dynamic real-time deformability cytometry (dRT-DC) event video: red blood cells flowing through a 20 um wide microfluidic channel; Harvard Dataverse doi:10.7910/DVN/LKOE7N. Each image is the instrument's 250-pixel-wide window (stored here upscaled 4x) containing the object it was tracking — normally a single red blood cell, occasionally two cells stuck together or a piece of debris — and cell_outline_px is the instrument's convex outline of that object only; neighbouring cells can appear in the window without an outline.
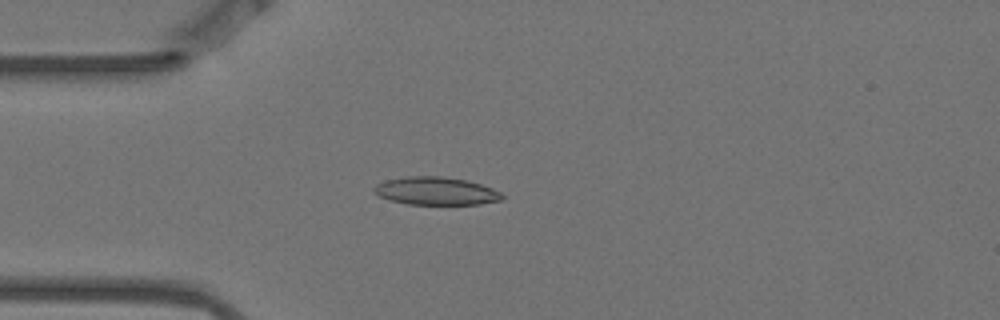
{"species": "Egyptian fruit bat (a non-hibernating species)", "species_latin": "Rousettus aegyptiacus", "temperature_condition": "warm", "stored_images_in_passage": 3, "camera_frame_rate_fps": 3000, "um_per_image_px": 0.085, "animal": {"sex": "female"}, "frame": {"image": 1, "passage_image": 3, "time_ms": 0.667, "image_size_px": [1000, 320], "cell_outline_px": [[504, 200], [480, 204], [408, 204], [392, 200], [380, 196], [372, 192], [372, 188], [376, 184], [384, 180], [408, 176], [440, 176], [464, 180], [480, 184], [492, 188], [500, 192], [504, 196]], "centroid_in_image_um": [37.04, 16.23], "position_along_channel_um": 48.0, "area_um2": 20.81}}